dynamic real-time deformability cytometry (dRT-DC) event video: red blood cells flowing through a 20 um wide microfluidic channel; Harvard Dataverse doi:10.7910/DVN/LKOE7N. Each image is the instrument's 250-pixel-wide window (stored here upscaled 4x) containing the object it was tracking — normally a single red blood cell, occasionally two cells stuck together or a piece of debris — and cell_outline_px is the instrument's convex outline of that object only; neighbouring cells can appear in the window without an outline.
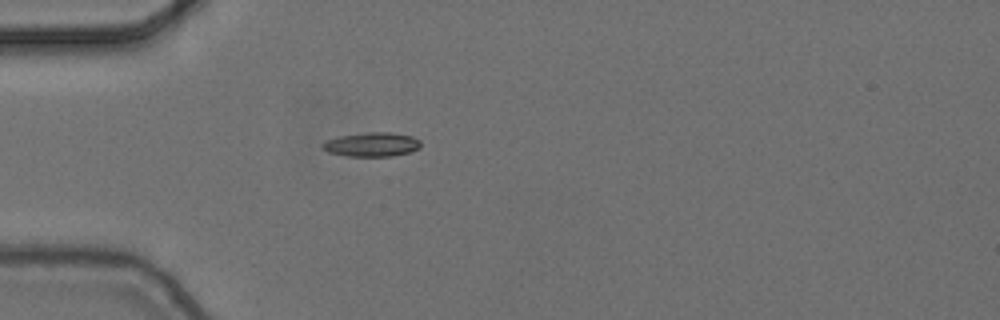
{"species": "common noctule bat (a hibernating species)", "species_latin": "Nyctalus noctula", "temperature_condition": "cold", "stored_images_in_passage": 2, "camera_frame_rate_fps": 3000, "um_per_image_px": 0.085, "animal": {"sex": "female", "body_mass_g": 24.6, "forearm_length_mm": 56.2}, "frame": {"image": 1, "passage_image": 2, "time_ms": 0.333, "image_size_px": [1000, 320], "cell_outline_px": [[420, 148], [408, 152], [392, 156], [348, 156], [328, 152], [320, 148], [320, 144], [328, 140], [340, 136], [368, 132], [392, 132], [412, 136], [420, 140]], "centroid_in_image_um": [31.59, 12.28], "position_along_channel_um": 53.4, "area_um2": 13.81}}